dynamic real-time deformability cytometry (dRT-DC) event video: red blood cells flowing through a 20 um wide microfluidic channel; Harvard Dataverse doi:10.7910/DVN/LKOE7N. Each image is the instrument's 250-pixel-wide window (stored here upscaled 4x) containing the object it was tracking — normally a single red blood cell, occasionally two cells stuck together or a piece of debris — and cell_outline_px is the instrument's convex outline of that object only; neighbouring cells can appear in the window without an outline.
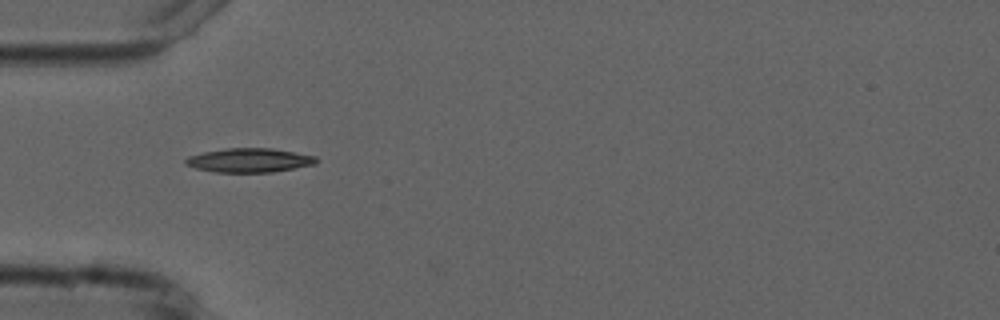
{"species": "common noctule bat (a hibernating species)", "species_latin": "Nyctalus noctula", "temperature_condition": "cold", "stored_images_in_passage": 2, "camera_frame_rate_fps": 3000, "um_per_image_px": 0.085, "animal": {"sex": "male", "forearm_length_mm": 52.5}, "frame": {"image": 1, "passage_image": 1, "time_ms": 0.0, "image_size_px": [1000, 320], "cell_outline_px": [[316, 164], [272, 172], [216, 172], [196, 168], [184, 164], [184, 160], [188, 156], [204, 152], [228, 148], [272, 148], [316, 156]], "centroid_in_image_um": [21.18, 13.62], "position_along_channel_um": 63.8, "area_um2": 18.21}}
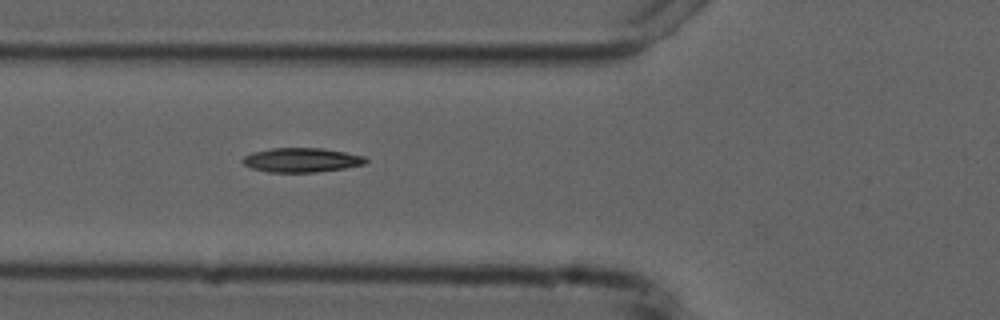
{"frame": {"image": 2, "passage_image": 2, "time_ms": 1.0, "image_size_px": [1000, 320], "cell_outline_px": [[368, 160], [364, 164], [344, 168], [316, 172], [268, 172], [252, 168], [244, 164], [240, 160], [244, 156], [252, 152], [272, 148], [324, 148], [364, 156]], "centroid_in_image_um": [25.61, 13.6], "position_along_channel_um": 100.2, "area_um2": 17.4}}